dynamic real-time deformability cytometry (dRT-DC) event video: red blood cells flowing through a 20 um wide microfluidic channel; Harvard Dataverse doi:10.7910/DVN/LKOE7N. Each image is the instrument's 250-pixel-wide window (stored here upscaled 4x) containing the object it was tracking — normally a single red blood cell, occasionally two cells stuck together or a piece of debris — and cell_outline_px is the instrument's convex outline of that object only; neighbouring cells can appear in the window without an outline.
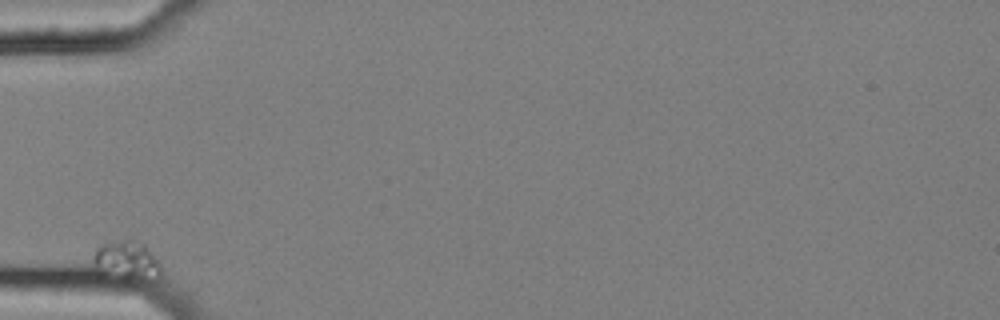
{"species": "common noctule bat (a hibernating species)", "species_latin": "Nyctalus noctula", "temperature_condition": "cold", "stored_images_in_passage": 8, "camera_frame_rate_fps": 3000, "um_per_image_px": 0.085, "animal": {"sex": "female", "body_mass_g": 25.1}, "frame": {"image": 1, "passage_image": 1, "time_ms": 0.0, "image_size_px": [1000, 320], "cell_outline_px": [[160, 280], [148, 284], [124, 280], [92, 268], [96, 248], [100, 244], [120, 240], [132, 240], [144, 244], [160, 264]], "centroid_in_image_um": [10.82, 22.23], "position_along_channel_um": 74.2, "area_um2": 16.01}}